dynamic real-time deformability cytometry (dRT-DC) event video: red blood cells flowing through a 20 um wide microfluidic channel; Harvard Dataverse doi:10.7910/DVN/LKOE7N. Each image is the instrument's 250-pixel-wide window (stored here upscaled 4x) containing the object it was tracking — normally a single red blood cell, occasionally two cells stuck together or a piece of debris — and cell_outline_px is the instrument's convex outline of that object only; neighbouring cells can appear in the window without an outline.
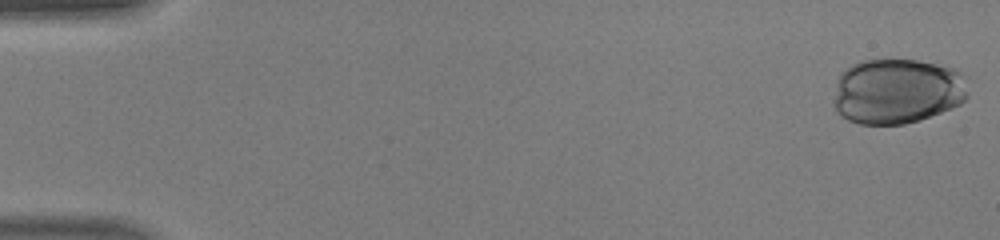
{"species": "human", "species_latin": "Homo sapiens", "temperature_condition": "warm", "stored_images_in_passage": 9, "camera_frame_rate_fps": 3000, "um_per_image_px": 0.085, "donor": {"sex": "male"}, "frame": {"image": 1, "passage_image": 1, "time_ms": 0.0, "image_size_px": [1000, 240], "cell_outline_px": [[968, 96], [960, 104], [952, 108], [920, 120], [904, 124], [860, 124], [848, 120], [840, 116], [836, 112], [832, 104], [836, 84], [840, 72], [852, 64], [860, 60], [916, 60], [956, 68], [960, 72], [968, 92]], "centroid_in_image_um": [76.22, 7.76], "position_along_channel_um": 8.8, "area_um2": 51.62}}